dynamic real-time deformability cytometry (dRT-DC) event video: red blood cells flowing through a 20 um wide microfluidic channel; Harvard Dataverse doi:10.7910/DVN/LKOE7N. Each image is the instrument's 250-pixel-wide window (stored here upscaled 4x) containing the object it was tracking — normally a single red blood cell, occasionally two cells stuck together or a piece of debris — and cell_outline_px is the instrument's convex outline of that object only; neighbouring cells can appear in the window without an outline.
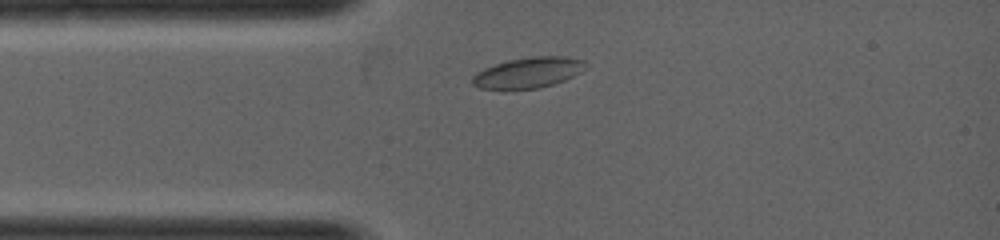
{"species": "common noctule bat (a hibernating species)", "species_latin": "Nyctalus noctula", "temperature_condition": "warm", "stored_images_in_passage": 24, "camera_frame_rate_fps": 5000, "um_per_image_px": 0.085, "animal": {"sex": "female", "body_mass_g": 19.0, "forearm_length_mm": 53.3}, "frame": {"image": 1, "passage_image": 1, "time_ms": 0.0, "image_size_px": [1000, 240], "cell_outline_px": [[588, 64], [580, 72], [564, 80], [540, 88], [512, 92], [504, 92], [480, 88], [472, 84], [472, 76], [476, 72], [484, 68], [508, 60], [532, 56], [564, 56], [584, 60]], "centroid_in_image_um": [44.83, 6.22], "position_along_channel_um": 40.2, "area_um2": 20.92}}
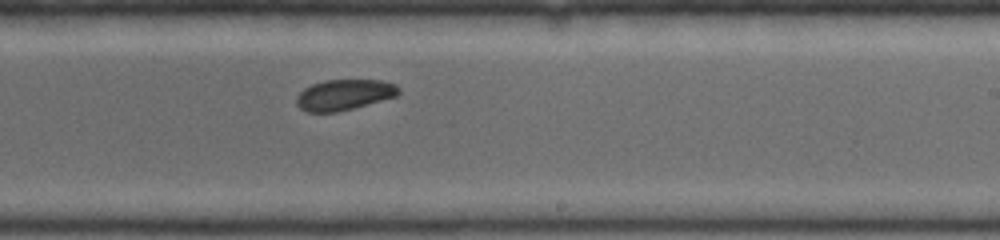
{"frame": {"image": 2, "passage_image": 14, "time_ms": 2.6, "image_size_px": [1000, 240], "cell_outline_px": [[400, 92], [396, 96], [352, 108], [336, 112], [308, 112], [300, 108], [296, 104], [296, 96], [304, 88], [312, 84], [324, 80], [380, 80], [396, 84], [400, 88]], "centroid_in_image_um": [29.24, 8.05], "position_along_channel_um": 259.8, "area_um2": 18.21}}
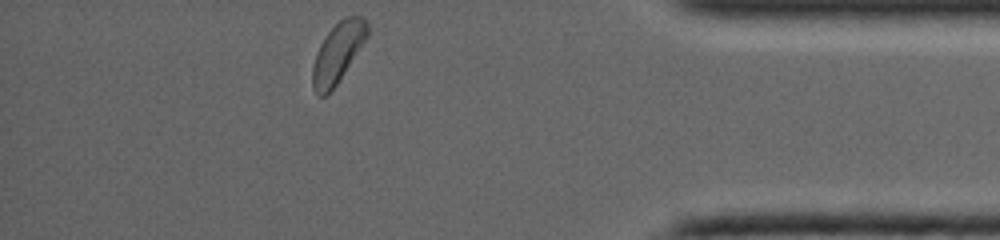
{"frame": {"image": 3, "passage_image": 24, "time_ms": 4.6, "image_size_px": [1000, 240], "cell_outline_px": [[368, 36], [336, 84], [324, 96], [316, 96], [312, 88], [312, 68], [316, 52], [320, 44], [328, 32], [344, 16], [364, 16], [368, 24]], "centroid_in_image_um": [28.7, 4.46], "position_along_channel_um": 406.5, "area_um2": 18.9}}